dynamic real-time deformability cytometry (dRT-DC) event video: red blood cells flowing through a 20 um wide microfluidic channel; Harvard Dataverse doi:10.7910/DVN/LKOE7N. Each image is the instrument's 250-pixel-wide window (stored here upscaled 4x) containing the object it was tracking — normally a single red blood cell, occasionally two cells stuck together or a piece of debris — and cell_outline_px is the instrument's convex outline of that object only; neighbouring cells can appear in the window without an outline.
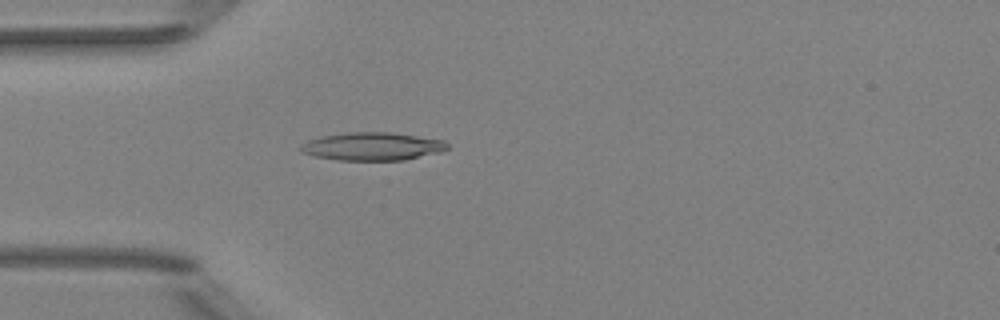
{"species": "Egyptian fruit bat (a non-hibernating species)", "species_latin": "Rousettus aegyptiacus", "temperature_condition": "room temperature", "stored_images_in_passage": 4, "camera_frame_rate_fps": 3000, "um_per_image_px": 0.085, "animal": {"sex": "female"}, "frame": {"image": 1, "passage_image": 4, "time_ms": 3.333, "image_size_px": [1000, 320], "cell_outline_px": [[448, 148], [444, 152], [404, 160], [336, 160], [316, 156], [304, 152], [300, 148], [300, 144], [308, 140], [320, 136], [348, 132], [392, 132], [444, 140], [448, 144]], "centroid_in_image_um": [31.7, 12.44], "position_along_channel_um": 53.3, "area_um2": 24.1}}